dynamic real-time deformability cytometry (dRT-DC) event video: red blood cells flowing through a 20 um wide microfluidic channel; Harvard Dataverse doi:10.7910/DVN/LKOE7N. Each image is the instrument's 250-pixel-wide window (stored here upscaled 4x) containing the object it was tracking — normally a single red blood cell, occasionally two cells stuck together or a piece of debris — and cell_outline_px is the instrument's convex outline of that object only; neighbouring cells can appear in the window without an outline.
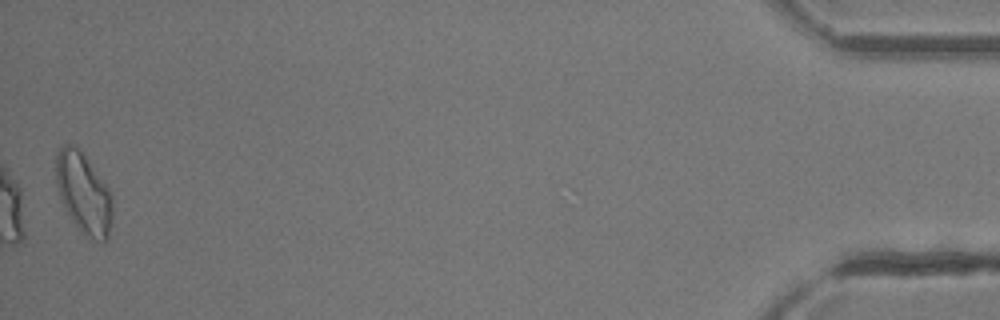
{"species": "common noctule bat (a hibernating species)", "species_latin": "Nyctalus noctula", "temperature_condition": "room temperature", "stored_images_in_passage": 27, "camera_frame_rate_fps": 3000, "um_per_image_px": 0.085, "animal": {"sex": "female"}, "frame": {"image": 1, "passage_image": 27, "time_ms": 8.667, "image_size_px": [1000, 320], "cell_outline_px": [[112, 224], [108, 240], [104, 244], [84, 236], [80, 232], [72, 220], [60, 200], [56, 184], [56, 152], [64, 144], [76, 144], [108, 188], [112, 196]], "centroid_in_image_um": [7.11, 16.47], "position_along_channel_um": 428.1, "area_um2": 26.99}}